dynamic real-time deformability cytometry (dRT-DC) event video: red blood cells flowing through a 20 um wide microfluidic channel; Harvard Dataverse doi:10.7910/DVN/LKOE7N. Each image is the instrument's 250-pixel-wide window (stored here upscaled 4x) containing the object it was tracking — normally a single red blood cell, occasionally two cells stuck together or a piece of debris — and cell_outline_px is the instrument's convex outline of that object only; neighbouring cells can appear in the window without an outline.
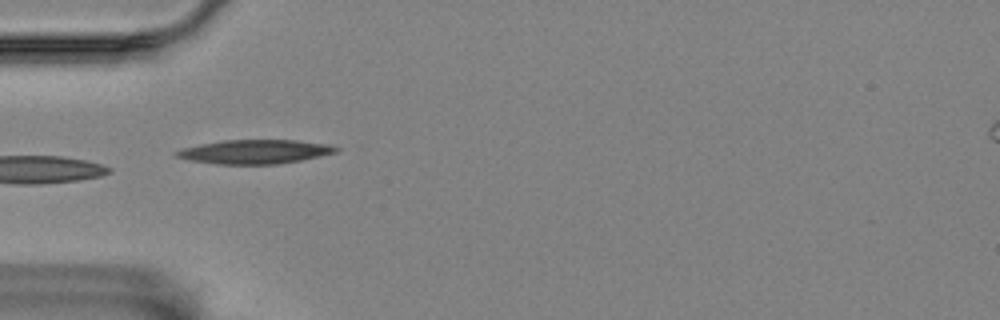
{"species": "Egyptian fruit bat (a non-hibernating species)", "species_latin": "Rousettus aegyptiacus", "temperature_condition": "room temperature", "stored_images_in_passage": 13, "camera_frame_rate_fps": 3000, "um_per_image_px": 0.085, "animal": {"sex": "female"}, "frame": {"image": 1, "passage_image": 3, "time_ms": 0.667, "image_size_px": [1000, 320], "cell_outline_px": [[340, 148], [336, 152], [320, 156], [300, 160], [276, 164], [216, 164], [192, 160], [176, 156], [172, 152], [180, 148], [200, 144], [224, 140], [296, 140], [332, 144]], "centroid_in_image_um": [21.67, 12.88], "position_along_channel_um": 63.3, "area_um2": 22.37}}
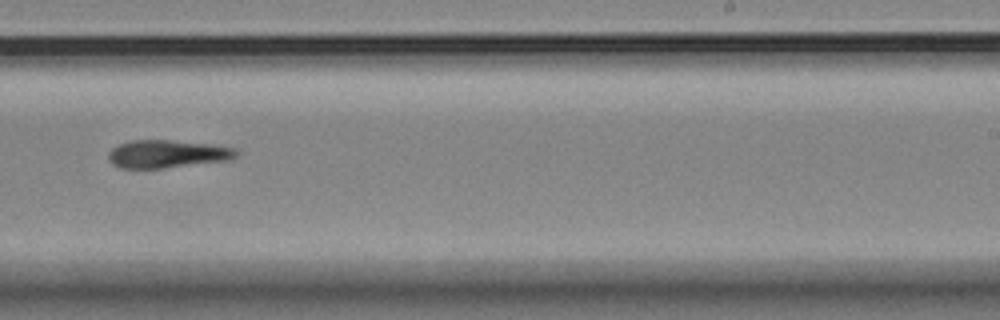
{"frame": {"image": 2, "passage_image": 8, "time_ms": 2.333, "image_size_px": [1000, 320], "cell_outline_px": [[236, 156], [232, 160], [160, 168], [120, 168], [112, 164], [108, 160], [108, 152], [112, 148], [120, 144], [132, 140], [168, 140], [212, 144], [236, 148]], "centroid_in_image_um": [14.21, 13.08], "position_along_channel_um": 274.8, "area_um2": 20.75}}
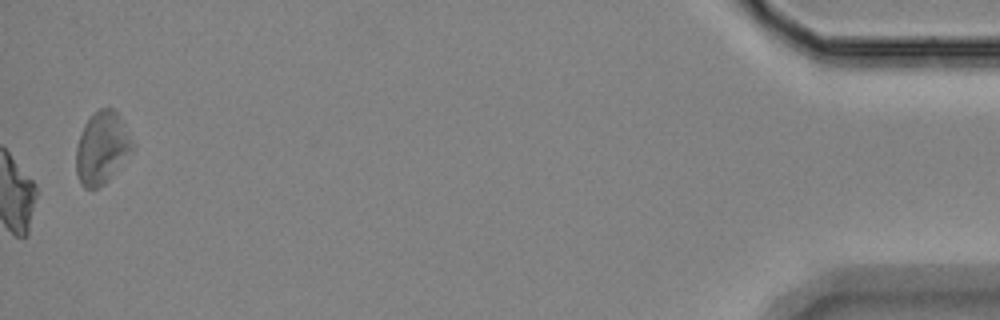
{"frame": {"image": 3, "passage_image": 13, "time_ms": 4.0, "image_size_px": [1000, 320], "cell_outline_px": [[136, 148], [108, 180], [104, 184], [96, 188], [84, 188], [80, 184], [76, 172], [76, 148], [80, 132], [84, 124], [100, 108], [112, 108], [124, 120], [136, 144]], "centroid_in_image_um": [8.71, 12.57], "position_along_channel_um": 426.5, "area_um2": 24.16}}